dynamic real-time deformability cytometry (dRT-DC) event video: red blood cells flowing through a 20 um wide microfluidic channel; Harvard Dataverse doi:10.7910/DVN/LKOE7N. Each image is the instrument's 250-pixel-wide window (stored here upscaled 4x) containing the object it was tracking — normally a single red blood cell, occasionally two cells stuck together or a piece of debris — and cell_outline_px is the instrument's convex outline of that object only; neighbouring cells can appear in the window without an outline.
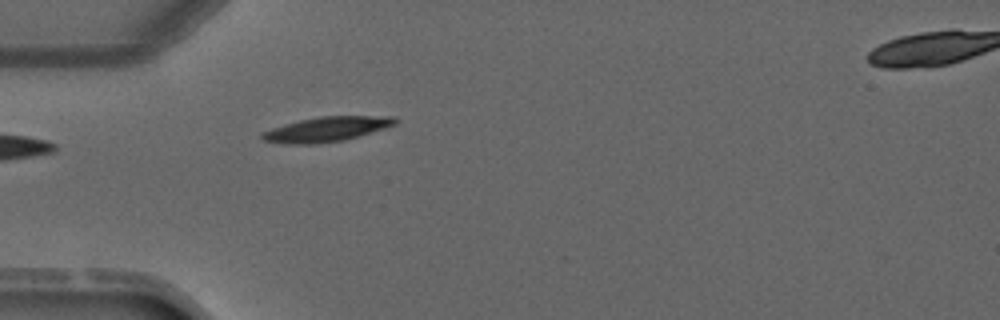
{"species": "common noctule bat (a hibernating species)", "species_latin": "Nyctalus noctula", "temperature_condition": "warm", "stored_images_in_passage": 5, "segment_of_instrument_passage": [1, 2], "camera_frame_rate_fps": 3000, "um_per_image_px": 0.085, "animal": {"sex": "male", "forearm_length_mm": 52.5}, "frame": {"image": 1, "passage_image": 4, "time_ms": 3.667, "image_size_px": [1000, 320], "cell_outline_px": [[400, 120], [396, 124], [360, 136], [344, 140], [316, 144], [288, 144], [264, 140], [260, 136], [260, 132], [284, 124], [300, 120], [320, 116], [396, 116]], "centroid_in_image_um": [27.79, 10.98], "position_along_channel_um": 57.2, "area_um2": 19.31}}